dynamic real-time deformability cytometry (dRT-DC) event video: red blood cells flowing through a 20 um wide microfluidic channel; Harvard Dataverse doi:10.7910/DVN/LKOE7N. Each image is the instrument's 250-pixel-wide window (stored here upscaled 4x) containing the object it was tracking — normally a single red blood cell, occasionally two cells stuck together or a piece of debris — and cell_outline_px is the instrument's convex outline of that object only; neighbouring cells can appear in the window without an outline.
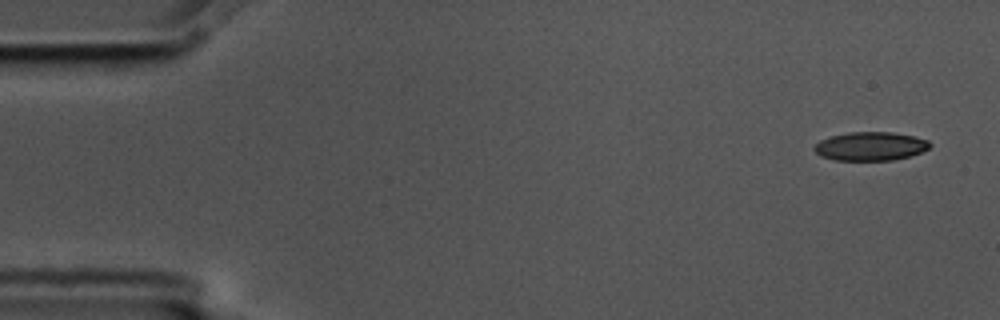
{"species": "common noctule bat (a hibernating species)", "species_latin": "Nyctalus noctula", "temperature_condition": "cold", "stored_images_in_passage": 6, "camera_frame_rate_fps": 3000, "um_per_image_px": 0.085, "animal": {"sex": "male", "body_mass_g": 17.5, "forearm_length_mm": 52.3}, "frame": {"image": 1, "passage_image": 1, "time_ms": 0.0, "image_size_px": [1000, 320], "cell_outline_px": [[932, 144], [928, 148], [920, 152], [908, 156], [892, 160], [832, 160], [820, 156], [812, 148], [820, 140], [832, 136], [848, 132], [892, 132], [912, 136], [928, 140]], "centroid_in_image_um": [73.95, 12.43], "position_along_channel_um": 11.0, "area_um2": 19.19}}
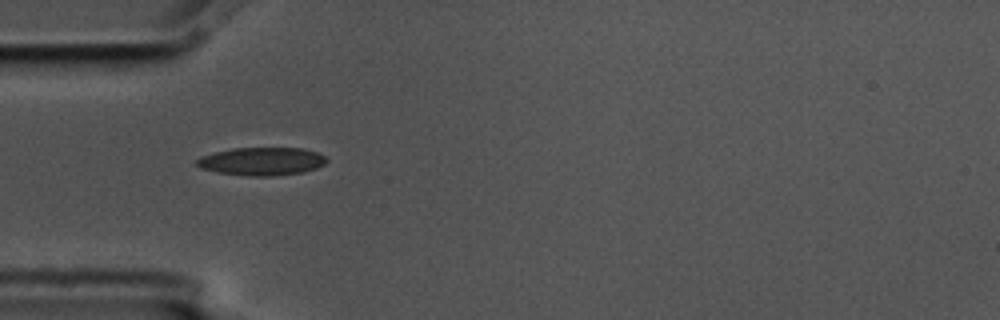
{"frame": {"image": 2, "passage_image": 5, "time_ms": 1.333, "image_size_px": [1000, 320], "cell_outline_px": [[328, 160], [324, 164], [316, 168], [304, 172], [272, 176], [248, 176], [216, 172], [200, 168], [196, 164], [196, 160], [200, 156], [232, 148], [304, 148], [316, 152], [324, 156]], "centroid_in_image_um": [22.24, 13.71], "position_along_channel_um": 62.8, "area_um2": 21.27}}